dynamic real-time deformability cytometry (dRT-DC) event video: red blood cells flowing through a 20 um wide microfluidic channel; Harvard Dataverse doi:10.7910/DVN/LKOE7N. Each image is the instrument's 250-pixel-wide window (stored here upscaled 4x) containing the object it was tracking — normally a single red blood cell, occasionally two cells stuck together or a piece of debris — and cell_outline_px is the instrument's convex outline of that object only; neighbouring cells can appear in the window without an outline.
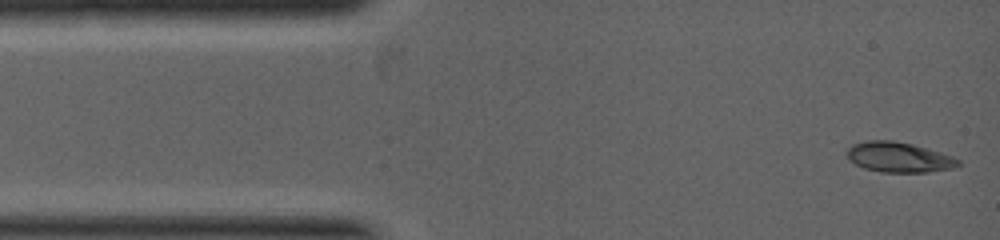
{"species": "common noctule bat (a hibernating species)", "species_latin": "Nyctalus noctula", "temperature_condition": "warm", "stored_images_in_passage": 22, "camera_frame_rate_fps": 5000, "um_per_image_px": 0.085, "animal": {"sex": "female", "body_mass_g": 19.0, "forearm_length_mm": 53.3}, "frame": {"image": 1, "passage_image": 1, "time_ms": 0.0, "image_size_px": [1000, 240], "cell_outline_px": [[960, 164], [952, 168], [928, 172], [880, 172], [864, 168], [856, 164], [848, 156], [848, 148], [852, 144], [868, 140], [892, 140], [912, 144], [928, 148], [960, 160]], "centroid_in_image_um": [76.4, 13.36], "position_along_channel_um": 8.6, "area_um2": 19.31}}
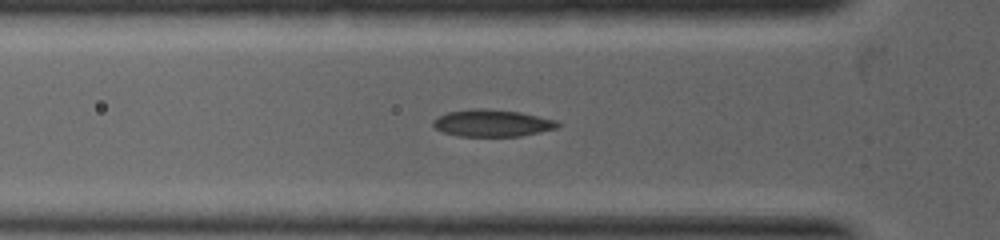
{"frame": {"image": 2, "passage_image": 10, "time_ms": 2.0, "image_size_px": [1000, 240], "cell_outline_px": [[560, 124], [556, 128], [540, 132], [520, 136], [456, 136], [444, 132], [436, 128], [432, 124], [432, 120], [448, 112], [468, 108], [488, 108], [520, 112], [556, 120]], "centroid_in_image_um": [41.82, 10.45], "position_along_channel_um": 84.0, "area_um2": 19.65}}
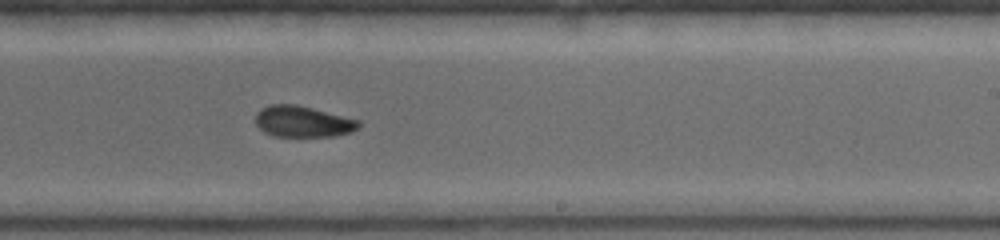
{"frame": {"image": 3, "passage_image": 22, "time_ms": 4.4, "image_size_px": [1000, 240], "cell_outline_px": [[360, 128], [352, 132], [336, 136], [272, 136], [264, 132], [256, 124], [256, 112], [260, 108], [268, 104], [296, 104], [360, 120]], "centroid_in_image_um": [25.74, 10.33], "position_along_channel_um": 263.3, "area_um2": 18.9}}